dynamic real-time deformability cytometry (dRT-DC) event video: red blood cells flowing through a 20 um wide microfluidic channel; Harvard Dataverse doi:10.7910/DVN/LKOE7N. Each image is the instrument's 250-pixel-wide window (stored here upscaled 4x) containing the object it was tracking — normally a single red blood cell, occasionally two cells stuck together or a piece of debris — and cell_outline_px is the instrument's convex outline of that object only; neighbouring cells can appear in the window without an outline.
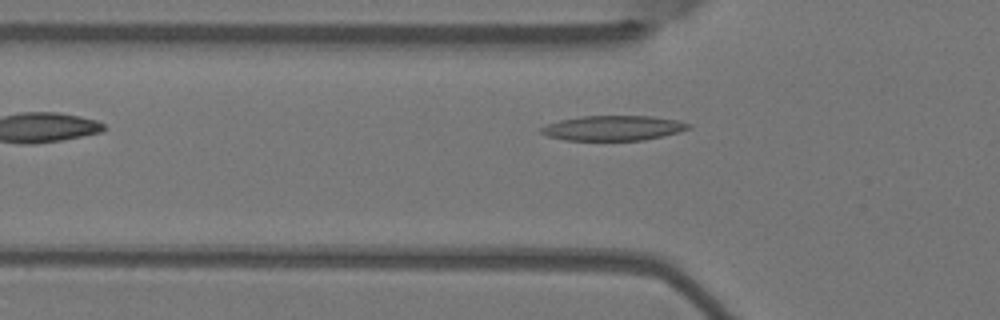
{"species": "Egyptian fruit bat (a non-hibernating species)", "species_latin": "Rousettus aegyptiacus", "temperature_condition": "warm", "stored_images_in_passage": 5, "camera_frame_rate_fps": 3000, "um_per_image_px": 0.085, "animal": {"sex": "female"}, "frame": {"image": 1, "passage_image": 5, "time_ms": 1.333, "image_size_px": [1000, 320], "cell_outline_px": [[692, 128], [644, 140], [564, 140], [548, 136], [540, 132], [540, 128], [548, 124], [560, 120], [580, 116], [652, 116], [680, 120], [692, 124]], "centroid_in_image_um": [52.14, 10.87], "position_along_channel_um": 73.7, "area_um2": 21.39}}